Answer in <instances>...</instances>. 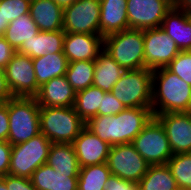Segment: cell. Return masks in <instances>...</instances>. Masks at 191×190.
Instances as JSON below:
<instances>
[{
    "label": "cell",
    "mask_w": 191,
    "mask_h": 190,
    "mask_svg": "<svg viewBox=\"0 0 191 190\" xmlns=\"http://www.w3.org/2000/svg\"><path fill=\"white\" fill-rule=\"evenodd\" d=\"M125 70L104 49L95 59L93 86L104 92H111L112 87L121 78Z\"/></svg>",
    "instance_id": "cell-24"
},
{
    "label": "cell",
    "mask_w": 191,
    "mask_h": 190,
    "mask_svg": "<svg viewBox=\"0 0 191 190\" xmlns=\"http://www.w3.org/2000/svg\"><path fill=\"white\" fill-rule=\"evenodd\" d=\"M40 133L52 143H72L86 126L74 107H40Z\"/></svg>",
    "instance_id": "cell-3"
},
{
    "label": "cell",
    "mask_w": 191,
    "mask_h": 190,
    "mask_svg": "<svg viewBox=\"0 0 191 190\" xmlns=\"http://www.w3.org/2000/svg\"><path fill=\"white\" fill-rule=\"evenodd\" d=\"M46 163L56 172L79 173L80 170L72 143H52Z\"/></svg>",
    "instance_id": "cell-25"
},
{
    "label": "cell",
    "mask_w": 191,
    "mask_h": 190,
    "mask_svg": "<svg viewBox=\"0 0 191 190\" xmlns=\"http://www.w3.org/2000/svg\"><path fill=\"white\" fill-rule=\"evenodd\" d=\"M15 52V49L6 41V39L3 36H0V68L4 69L6 67Z\"/></svg>",
    "instance_id": "cell-39"
},
{
    "label": "cell",
    "mask_w": 191,
    "mask_h": 190,
    "mask_svg": "<svg viewBox=\"0 0 191 190\" xmlns=\"http://www.w3.org/2000/svg\"><path fill=\"white\" fill-rule=\"evenodd\" d=\"M57 5L65 8L67 6L72 5L76 0H53Z\"/></svg>",
    "instance_id": "cell-43"
},
{
    "label": "cell",
    "mask_w": 191,
    "mask_h": 190,
    "mask_svg": "<svg viewBox=\"0 0 191 190\" xmlns=\"http://www.w3.org/2000/svg\"><path fill=\"white\" fill-rule=\"evenodd\" d=\"M39 111L35 97H13L8 100V142L11 145L27 142L40 134Z\"/></svg>",
    "instance_id": "cell-4"
},
{
    "label": "cell",
    "mask_w": 191,
    "mask_h": 190,
    "mask_svg": "<svg viewBox=\"0 0 191 190\" xmlns=\"http://www.w3.org/2000/svg\"><path fill=\"white\" fill-rule=\"evenodd\" d=\"M152 74L153 71L148 68L125 71L111 93L125 108H151Z\"/></svg>",
    "instance_id": "cell-6"
},
{
    "label": "cell",
    "mask_w": 191,
    "mask_h": 190,
    "mask_svg": "<svg viewBox=\"0 0 191 190\" xmlns=\"http://www.w3.org/2000/svg\"><path fill=\"white\" fill-rule=\"evenodd\" d=\"M0 10H2L4 19L10 23L20 15L29 13L30 2L27 0H0Z\"/></svg>",
    "instance_id": "cell-33"
},
{
    "label": "cell",
    "mask_w": 191,
    "mask_h": 190,
    "mask_svg": "<svg viewBox=\"0 0 191 190\" xmlns=\"http://www.w3.org/2000/svg\"><path fill=\"white\" fill-rule=\"evenodd\" d=\"M172 175L178 187L189 190L191 188V152L173 154L168 160Z\"/></svg>",
    "instance_id": "cell-31"
},
{
    "label": "cell",
    "mask_w": 191,
    "mask_h": 190,
    "mask_svg": "<svg viewBox=\"0 0 191 190\" xmlns=\"http://www.w3.org/2000/svg\"><path fill=\"white\" fill-rule=\"evenodd\" d=\"M75 96L66 76H59L40 86L35 98L40 107H73Z\"/></svg>",
    "instance_id": "cell-17"
},
{
    "label": "cell",
    "mask_w": 191,
    "mask_h": 190,
    "mask_svg": "<svg viewBox=\"0 0 191 190\" xmlns=\"http://www.w3.org/2000/svg\"><path fill=\"white\" fill-rule=\"evenodd\" d=\"M5 183L8 190H36L31 180L7 174Z\"/></svg>",
    "instance_id": "cell-36"
},
{
    "label": "cell",
    "mask_w": 191,
    "mask_h": 190,
    "mask_svg": "<svg viewBox=\"0 0 191 190\" xmlns=\"http://www.w3.org/2000/svg\"><path fill=\"white\" fill-rule=\"evenodd\" d=\"M104 50L125 71L144 68L143 30L127 29L104 37Z\"/></svg>",
    "instance_id": "cell-5"
},
{
    "label": "cell",
    "mask_w": 191,
    "mask_h": 190,
    "mask_svg": "<svg viewBox=\"0 0 191 190\" xmlns=\"http://www.w3.org/2000/svg\"><path fill=\"white\" fill-rule=\"evenodd\" d=\"M161 28L175 41L180 51H191V20L185 10L172 7L166 13Z\"/></svg>",
    "instance_id": "cell-20"
},
{
    "label": "cell",
    "mask_w": 191,
    "mask_h": 190,
    "mask_svg": "<svg viewBox=\"0 0 191 190\" xmlns=\"http://www.w3.org/2000/svg\"><path fill=\"white\" fill-rule=\"evenodd\" d=\"M111 172L106 162L81 167L78 175V190H104Z\"/></svg>",
    "instance_id": "cell-29"
},
{
    "label": "cell",
    "mask_w": 191,
    "mask_h": 190,
    "mask_svg": "<svg viewBox=\"0 0 191 190\" xmlns=\"http://www.w3.org/2000/svg\"><path fill=\"white\" fill-rule=\"evenodd\" d=\"M104 49V38L98 34L66 33L63 52L68 62L95 61Z\"/></svg>",
    "instance_id": "cell-16"
},
{
    "label": "cell",
    "mask_w": 191,
    "mask_h": 190,
    "mask_svg": "<svg viewBox=\"0 0 191 190\" xmlns=\"http://www.w3.org/2000/svg\"><path fill=\"white\" fill-rule=\"evenodd\" d=\"M72 145L80 168L105 163L111 147L86 126L72 142Z\"/></svg>",
    "instance_id": "cell-15"
},
{
    "label": "cell",
    "mask_w": 191,
    "mask_h": 190,
    "mask_svg": "<svg viewBox=\"0 0 191 190\" xmlns=\"http://www.w3.org/2000/svg\"><path fill=\"white\" fill-rule=\"evenodd\" d=\"M9 122L8 101L0 102V141H8Z\"/></svg>",
    "instance_id": "cell-38"
},
{
    "label": "cell",
    "mask_w": 191,
    "mask_h": 190,
    "mask_svg": "<svg viewBox=\"0 0 191 190\" xmlns=\"http://www.w3.org/2000/svg\"><path fill=\"white\" fill-rule=\"evenodd\" d=\"M104 190H140L138 183L111 175Z\"/></svg>",
    "instance_id": "cell-35"
},
{
    "label": "cell",
    "mask_w": 191,
    "mask_h": 190,
    "mask_svg": "<svg viewBox=\"0 0 191 190\" xmlns=\"http://www.w3.org/2000/svg\"><path fill=\"white\" fill-rule=\"evenodd\" d=\"M153 117L152 108H125L116 115L91 117L86 122V127L113 146L132 143Z\"/></svg>",
    "instance_id": "cell-1"
},
{
    "label": "cell",
    "mask_w": 191,
    "mask_h": 190,
    "mask_svg": "<svg viewBox=\"0 0 191 190\" xmlns=\"http://www.w3.org/2000/svg\"><path fill=\"white\" fill-rule=\"evenodd\" d=\"M132 144L149 165L167 164L173 156L166 131L156 117L150 120Z\"/></svg>",
    "instance_id": "cell-8"
},
{
    "label": "cell",
    "mask_w": 191,
    "mask_h": 190,
    "mask_svg": "<svg viewBox=\"0 0 191 190\" xmlns=\"http://www.w3.org/2000/svg\"><path fill=\"white\" fill-rule=\"evenodd\" d=\"M127 0H100L99 35L103 38L129 29Z\"/></svg>",
    "instance_id": "cell-18"
},
{
    "label": "cell",
    "mask_w": 191,
    "mask_h": 190,
    "mask_svg": "<svg viewBox=\"0 0 191 190\" xmlns=\"http://www.w3.org/2000/svg\"><path fill=\"white\" fill-rule=\"evenodd\" d=\"M166 68L191 86V51H180Z\"/></svg>",
    "instance_id": "cell-32"
},
{
    "label": "cell",
    "mask_w": 191,
    "mask_h": 190,
    "mask_svg": "<svg viewBox=\"0 0 191 190\" xmlns=\"http://www.w3.org/2000/svg\"><path fill=\"white\" fill-rule=\"evenodd\" d=\"M138 185L140 190H174L178 187L167 164L150 165Z\"/></svg>",
    "instance_id": "cell-27"
},
{
    "label": "cell",
    "mask_w": 191,
    "mask_h": 190,
    "mask_svg": "<svg viewBox=\"0 0 191 190\" xmlns=\"http://www.w3.org/2000/svg\"><path fill=\"white\" fill-rule=\"evenodd\" d=\"M177 7L185 10L187 13H190L191 12V0H181Z\"/></svg>",
    "instance_id": "cell-42"
},
{
    "label": "cell",
    "mask_w": 191,
    "mask_h": 190,
    "mask_svg": "<svg viewBox=\"0 0 191 190\" xmlns=\"http://www.w3.org/2000/svg\"><path fill=\"white\" fill-rule=\"evenodd\" d=\"M163 125L173 154L191 152V112L155 115Z\"/></svg>",
    "instance_id": "cell-14"
},
{
    "label": "cell",
    "mask_w": 191,
    "mask_h": 190,
    "mask_svg": "<svg viewBox=\"0 0 191 190\" xmlns=\"http://www.w3.org/2000/svg\"><path fill=\"white\" fill-rule=\"evenodd\" d=\"M51 144L40 133L27 142L12 145L8 174L30 179L32 173L47 162Z\"/></svg>",
    "instance_id": "cell-7"
},
{
    "label": "cell",
    "mask_w": 191,
    "mask_h": 190,
    "mask_svg": "<svg viewBox=\"0 0 191 190\" xmlns=\"http://www.w3.org/2000/svg\"><path fill=\"white\" fill-rule=\"evenodd\" d=\"M105 92L91 85L90 87L76 92L74 109L77 114L87 122L91 117L98 116Z\"/></svg>",
    "instance_id": "cell-28"
},
{
    "label": "cell",
    "mask_w": 191,
    "mask_h": 190,
    "mask_svg": "<svg viewBox=\"0 0 191 190\" xmlns=\"http://www.w3.org/2000/svg\"><path fill=\"white\" fill-rule=\"evenodd\" d=\"M144 68L166 67L180 52L175 41L161 27L143 30Z\"/></svg>",
    "instance_id": "cell-12"
},
{
    "label": "cell",
    "mask_w": 191,
    "mask_h": 190,
    "mask_svg": "<svg viewBox=\"0 0 191 190\" xmlns=\"http://www.w3.org/2000/svg\"><path fill=\"white\" fill-rule=\"evenodd\" d=\"M29 14L39 31L63 30V8L53 0H35L30 3Z\"/></svg>",
    "instance_id": "cell-22"
},
{
    "label": "cell",
    "mask_w": 191,
    "mask_h": 190,
    "mask_svg": "<svg viewBox=\"0 0 191 190\" xmlns=\"http://www.w3.org/2000/svg\"><path fill=\"white\" fill-rule=\"evenodd\" d=\"M65 34L64 30L39 31L34 38L23 42L17 52L27 55L32 59L44 56L47 53L63 52Z\"/></svg>",
    "instance_id": "cell-21"
},
{
    "label": "cell",
    "mask_w": 191,
    "mask_h": 190,
    "mask_svg": "<svg viewBox=\"0 0 191 190\" xmlns=\"http://www.w3.org/2000/svg\"><path fill=\"white\" fill-rule=\"evenodd\" d=\"M78 175L56 172L45 163L32 173L30 180L36 190H78Z\"/></svg>",
    "instance_id": "cell-19"
},
{
    "label": "cell",
    "mask_w": 191,
    "mask_h": 190,
    "mask_svg": "<svg viewBox=\"0 0 191 190\" xmlns=\"http://www.w3.org/2000/svg\"><path fill=\"white\" fill-rule=\"evenodd\" d=\"M32 60L39 87L53 78L65 76L69 64L64 52L47 53Z\"/></svg>",
    "instance_id": "cell-23"
},
{
    "label": "cell",
    "mask_w": 191,
    "mask_h": 190,
    "mask_svg": "<svg viewBox=\"0 0 191 190\" xmlns=\"http://www.w3.org/2000/svg\"><path fill=\"white\" fill-rule=\"evenodd\" d=\"M174 190H186V189L181 188V187H177V188H175Z\"/></svg>",
    "instance_id": "cell-46"
},
{
    "label": "cell",
    "mask_w": 191,
    "mask_h": 190,
    "mask_svg": "<svg viewBox=\"0 0 191 190\" xmlns=\"http://www.w3.org/2000/svg\"><path fill=\"white\" fill-rule=\"evenodd\" d=\"M129 29H152L161 27L166 13L172 8L164 0H127Z\"/></svg>",
    "instance_id": "cell-13"
},
{
    "label": "cell",
    "mask_w": 191,
    "mask_h": 190,
    "mask_svg": "<svg viewBox=\"0 0 191 190\" xmlns=\"http://www.w3.org/2000/svg\"><path fill=\"white\" fill-rule=\"evenodd\" d=\"M164 1H166L172 7H177L181 0H164Z\"/></svg>",
    "instance_id": "cell-44"
},
{
    "label": "cell",
    "mask_w": 191,
    "mask_h": 190,
    "mask_svg": "<svg viewBox=\"0 0 191 190\" xmlns=\"http://www.w3.org/2000/svg\"><path fill=\"white\" fill-rule=\"evenodd\" d=\"M153 115L171 112H191V86L166 67L153 70Z\"/></svg>",
    "instance_id": "cell-2"
},
{
    "label": "cell",
    "mask_w": 191,
    "mask_h": 190,
    "mask_svg": "<svg viewBox=\"0 0 191 190\" xmlns=\"http://www.w3.org/2000/svg\"><path fill=\"white\" fill-rule=\"evenodd\" d=\"M12 145L8 141H0V177L8 174Z\"/></svg>",
    "instance_id": "cell-37"
},
{
    "label": "cell",
    "mask_w": 191,
    "mask_h": 190,
    "mask_svg": "<svg viewBox=\"0 0 191 190\" xmlns=\"http://www.w3.org/2000/svg\"><path fill=\"white\" fill-rule=\"evenodd\" d=\"M9 23L4 19V15L2 14V10H0V36L4 35V32Z\"/></svg>",
    "instance_id": "cell-41"
},
{
    "label": "cell",
    "mask_w": 191,
    "mask_h": 190,
    "mask_svg": "<svg viewBox=\"0 0 191 190\" xmlns=\"http://www.w3.org/2000/svg\"><path fill=\"white\" fill-rule=\"evenodd\" d=\"M188 16H189V18H190V20H191V12H190V13H188Z\"/></svg>",
    "instance_id": "cell-47"
},
{
    "label": "cell",
    "mask_w": 191,
    "mask_h": 190,
    "mask_svg": "<svg viewBox=\"0 0 191 190\" xmlns=\"http://www.w3.org/2000/svg\"><path fill=\"white\" fill-rule=\"evenodd\" d=\"M125 109L124 105L112 95L111 92H105L101 106L98 109V116L116 115Z\"/></svg>",
    "instance_id": "cell-34"
},
{
    "label": "cell",
    "mask_w": 191,
    "mask_h": 190,
    "mask_svg": "<svg viewBox=\"0 0 191 190\" xmlns=\"http://www.w3.org/2000/svg\"><path fill=\"white\" fill-rule=\"evenodd\" d=\"M0 190H8L5 183V176L0 177Z\"/></svg>",
    "instance_id": "cell-45"
},
{
    "label": "cell",
    "mask_w": 191,
    "mask_h": 190,
    "mask_svg": "<svg viewBox=\"0 0 191 190\" xmlns=\"http://www.w3.org/2000/svg\"><path fill=\"white\" fill-rule=\"evenodd\" d=\"M100 0H76L63 8V30L65 33L98 34Z\"/></svg>",
    "instance_id": "cell-11"
},
{
    "label": "cell",
    "mask_w": 191,
    "mask_h": 190,
    "mask_svg": "<svg viewBox=\"0 0 191 190\" xmlns=\"http://www.w3.org/2000/svg\"><path fill=\"white\" fill-rule=\"evenodd\" d=\"M13 97L5 78L4 69L0 68V102H7Z\"/></svg>",
    "instance_id": "cell-40"
},
{
    "label": "cell",
    "mask_w": 191,
    "mask_h": 190,
    "mask_svg": "<svg viewBox=\"0 0 191 190\" xmlns=\"http://www.w3.org/2000/svg\"><path fill=\"white\" fill-rule=\"evenodd\" d=\"M106 164L111 175L135 183L142 179L150 166L132 143L111 146Z\"/></svg>",
    "instance_id": "cell-9"
},
{
    "label": "cell",
    "mask_w": 191,
    "mask_h": 190,
    "mask_svg": "<svg viewBox=\"0 0 191 190\" xmlns=\"http://www.w3.org/2000/svg\"><path fill=\"white\" fill-rule=\"evenodd\" d=\"M39 32L37 24L30 14L20 15L7 26L3 37L17 51L23 42L34 38Z\"/></svg>",
    "instance_id": "cell-26"
},
{
    "label": "cell",
    "mask_w": 191,
    "mask_h": 190,
    "mask_svg": "<svg viewBox=\"0 0 191 190\" xmlns=\"http://www.w3.org/2000/svg\"><path fill=\"white\" fill-rule=\"evenodd\" d=\"M8 87L14 97H35L39 86L31 57L18 53L12 56L4 68Z\"/></svg>",
    "instance_id": "cell-10"
},
{
    "label": "cell",
    "mask_w": 191,
    "mask_h": 190,
    "mask_svg": "<svg viewBox=\"0 0 191 190\" xmlns=\"http://www.w3.org/2000/svg\"><path fill=\"white\" fill-rule=\"evenodd\" d=\"M95 61L69 62L66 78L73 89L78 92L93 84Z\"/></svg>",
    "instance_id": "cell-30"
}]
</instances>
